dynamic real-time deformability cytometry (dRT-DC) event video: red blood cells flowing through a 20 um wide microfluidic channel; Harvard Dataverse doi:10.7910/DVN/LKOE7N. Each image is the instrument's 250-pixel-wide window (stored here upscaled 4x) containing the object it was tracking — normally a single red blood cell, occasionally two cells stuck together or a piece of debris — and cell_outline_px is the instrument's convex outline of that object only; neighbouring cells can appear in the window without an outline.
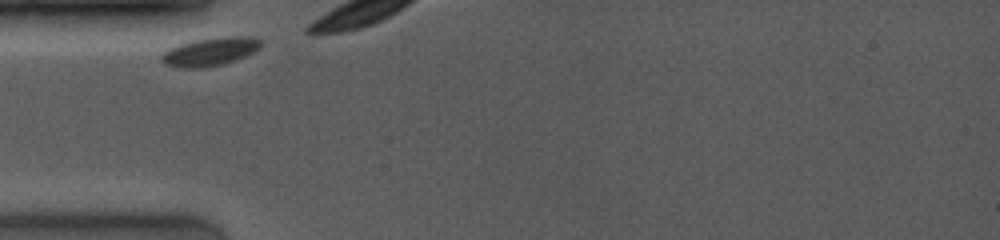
{"species": "common noctule bat (a hibernating species)", "species_latin": "Nyctalus noctula", "temperature_condition": "room temperature", "stored_images_in_passage": 8, "camera_frame_rate_fps": 4000, "um_per_image_px": 0.085, "animal": {"sex": "female", "body_mass_g": 19.0, "forearm_length_mm": 53.3}, "frame": {"image": 1, "passage_image": 1, "time_ms": 0.0, "image_size_px": [1000, 240], "cell_outline_px": [[264, 44], [260, 48], [236, 60], [224, 64], [204, 68], [176, 68], [164, 64], [160, 60], [160, 56], [168, 48], [180, 44], [196, 40], [224, 36], [248, 36], [260, 40]], "centroid_in_image_um": [17.83, 4.4], "position_along_channel_um": 67.2, "area_um2": 16.59}}